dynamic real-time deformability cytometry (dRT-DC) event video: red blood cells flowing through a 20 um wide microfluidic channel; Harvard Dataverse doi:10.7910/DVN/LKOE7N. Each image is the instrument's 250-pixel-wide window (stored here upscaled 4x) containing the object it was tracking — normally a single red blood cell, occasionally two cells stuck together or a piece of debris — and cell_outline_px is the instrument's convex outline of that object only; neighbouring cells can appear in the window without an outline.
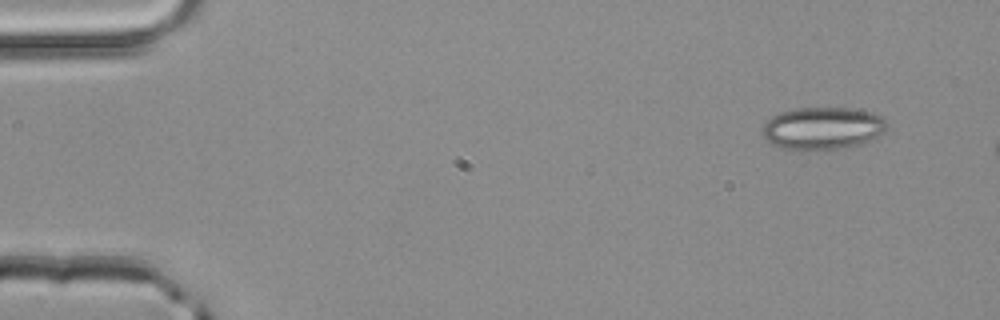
{"species": "common noctule bat (a hibernating species)", "species_latin": "Nyctalus noctula", "temperature_condition": "room temperature", "stored_images_in_passage": 3, "camera_frame_rate_fps": 3000, "um_per_image_px": 0.085, "animal": {"sex": "male", "body_mass_g": 20.4}, "frame": {"image": 1, "passage_image": 1, "time_ms": 0.0, "image_size_px": [1000, 320], "cell_outline_px": [[888, 128], [884, 132], [872, 140], [860, 144], [836, 148], [784, 148], [772, 144], [764, 140], [760, 132], [764, 124], [772, 116], [780, 112], [796, 108], [852, 108], [872, 112], [880, 116], [888, 124]], "centroid_in_image_um": [69.92, 10.87], "position_along_channel_um": 15.1, "area_um2": 30.52}}